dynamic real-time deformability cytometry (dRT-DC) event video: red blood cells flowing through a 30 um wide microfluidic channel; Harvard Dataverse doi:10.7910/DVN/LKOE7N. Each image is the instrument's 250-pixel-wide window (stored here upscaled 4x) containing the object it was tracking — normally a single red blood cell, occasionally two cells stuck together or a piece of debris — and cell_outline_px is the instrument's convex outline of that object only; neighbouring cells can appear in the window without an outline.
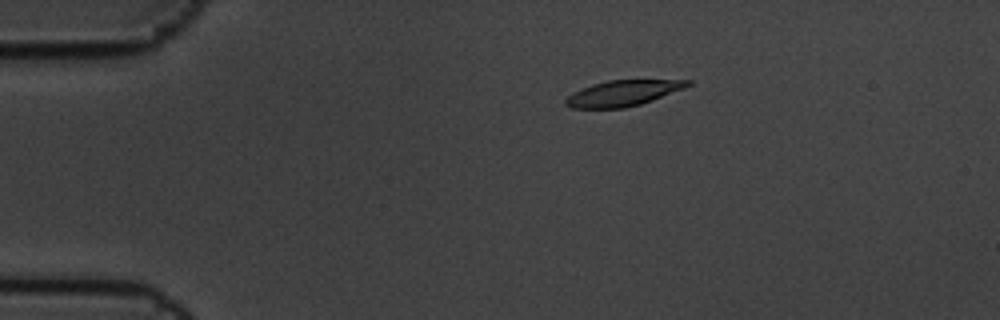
{"species": "common noctule bat (a hibernating species)", "species_latin": "Nyctalus noctula", "temperature_condition": "cold", "stored_images_in_passage": 6, "camera_frame_rate_fps": 3000, "um_per_image_px": 0.085, "animal": {"sex": "male", "body_mass_g": 19.5, "forearm_length_mm": 54.6}, "frame": {"image": 1, "passage_image": 2, "time_ms": 0.333, "image_size_px": [1000, 320], "cell_outline_px": [[692, 84], [684, 88], [652, 100], [640, 104], [624, 108], [572, 108], [564, 104], [564, 100], [568, 96], [592, 84], [608, 80], [692, 80]], "centroid_in_image_um": [52.95, 7.92], "position_along_channel_um": 32.0, "area_um2": 18.03}}
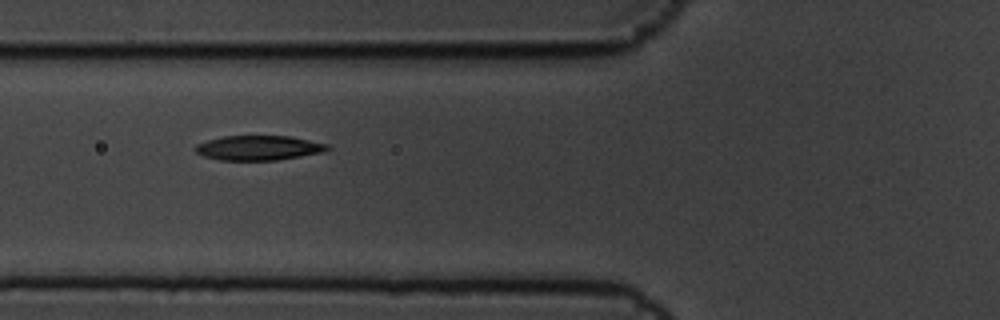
{"frame": {"image": 2, "passage_image": 5, "time_ms": 1.333, "image_size_px": [1000, 320], "cell_outline_px": [[332, 148], [324, 152], [276, 160], [220, 160], [204, 156], [196, 152], [192, 148], [196, 144], [208, 140], [224, 136], [292, 136], [328, 144]], "centroid_in_image_um": [21.99, 12.56], "position_along_channel_um": 103.8, "area_um2": 19.07}}
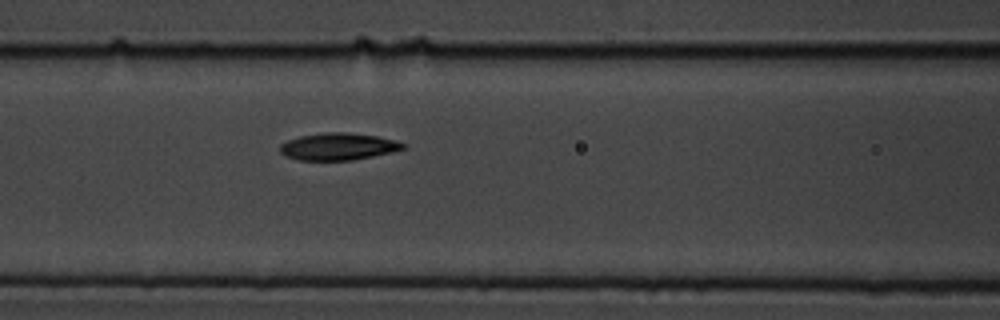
{"frame": {"image": 3, "passage_image": 6, "time_ms": 1.667, "image_size_px": [1000, 320], "cell_outline_px": [[408, 148], [392, 152], [352, 160], [300, 160], [284, 156], [280, 152], [280, 144], [288, 140], [300, 136], [324, 132], [344, 132], [376, 136], [396, 140], [408, 144]], "centroid_in_image_um": [28.78, 12.45], "position_along_channel_um": 137.8, "area_um2": 19.54}}